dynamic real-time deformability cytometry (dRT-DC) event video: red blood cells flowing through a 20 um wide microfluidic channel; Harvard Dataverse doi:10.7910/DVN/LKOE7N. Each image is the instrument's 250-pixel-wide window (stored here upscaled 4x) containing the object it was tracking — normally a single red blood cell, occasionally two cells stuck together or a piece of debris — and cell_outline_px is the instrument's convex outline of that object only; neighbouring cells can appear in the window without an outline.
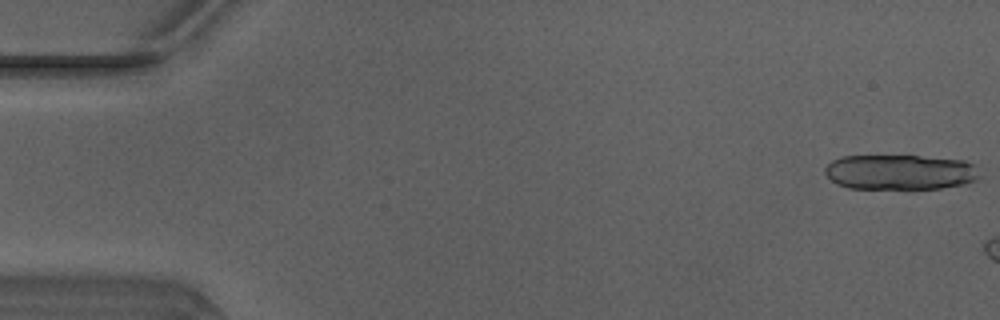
{"species": "Egyptian fruit bat (a non-hibernating species)", "species_latin": "Rousettus aegyptiacus", "temperature_condition": "warm", "stored_images_in_passage": 6, "camera_frame_rate_fps": 3000, "um_per_image_px": 0.085, "animal": {"sex": "male"}, "frame": {"image": 1, "passage_image": 1, "time_ms": 0.0, "image_size_px": [1000, 320], "cell_outline_px": [[980, 176], [976, 180], [964, 184], [940, 188], [848, 188], [836, 184], [824, 172], [824, 168], [832, 160], [844, 156], [920, 156], [964, 160], [972, 164]], "centroid_in_image_um": [76.48, 14.63], "position_along_channel_um": 8.5, "area_um2": 31.44}}